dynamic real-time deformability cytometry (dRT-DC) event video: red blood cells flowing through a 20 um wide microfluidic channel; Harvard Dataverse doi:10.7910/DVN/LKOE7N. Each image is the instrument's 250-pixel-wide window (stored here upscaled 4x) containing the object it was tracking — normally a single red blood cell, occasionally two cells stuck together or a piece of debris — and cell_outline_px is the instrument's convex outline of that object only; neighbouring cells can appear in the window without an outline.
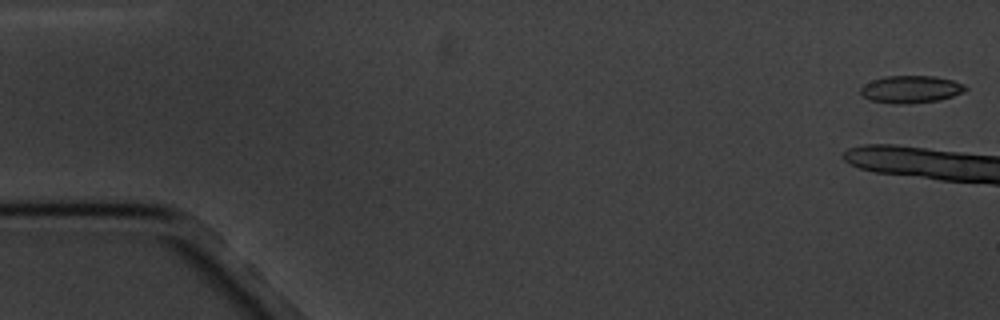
{"species": "common noctule bat (a hibernating species)", "species_latin": "Nyctalus noctula", "temperature_condition": "cold", "stored_images_in_passage": 8, "camera_frame_rate_fps": 3000, "um_per_image_px": 0.085, "animal": {"sex": "male", "body_mass_g": 20.1, "forearm_length_mm": 53.5}, "frame": {"image": 1, "passage_image": 1, "time_ms": 0.0, "image_size_px": [1000, 320], "cell_outline_px": [[968, 88], [964, 92], [940, 100], [908, 104], [896, 104], [872, 100], [864, 96], [860, 92], [860, 88], [864, 84], [872, 80], [884, 76], [936, 76], [952, 80], [964, 84]], "centroid_in_image_um": [77.44, 7.58], "position_along_channel_um": 7.6, "area_um2": 16.76}}
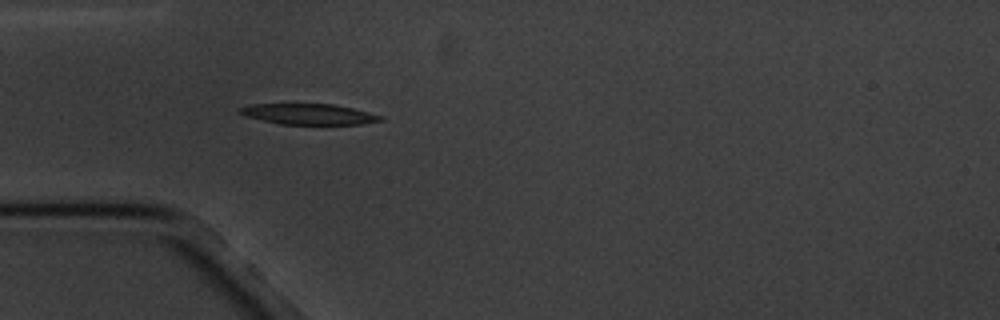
{"frame": {"image": 2, "passage_image": 8, "time_ms": 8.333, "image_size_px": [1000, 320], "cell_outline_px": [[384, 120], [360, 124], [280, 124], [248, 116], [236, 112], [240, 108], [252, 104], [336, 104], [384, 116]], "centroid_in_image_um": [26.29, 9.7], "position_along_channel_um": 58.7, "area_um2": 16.82}}